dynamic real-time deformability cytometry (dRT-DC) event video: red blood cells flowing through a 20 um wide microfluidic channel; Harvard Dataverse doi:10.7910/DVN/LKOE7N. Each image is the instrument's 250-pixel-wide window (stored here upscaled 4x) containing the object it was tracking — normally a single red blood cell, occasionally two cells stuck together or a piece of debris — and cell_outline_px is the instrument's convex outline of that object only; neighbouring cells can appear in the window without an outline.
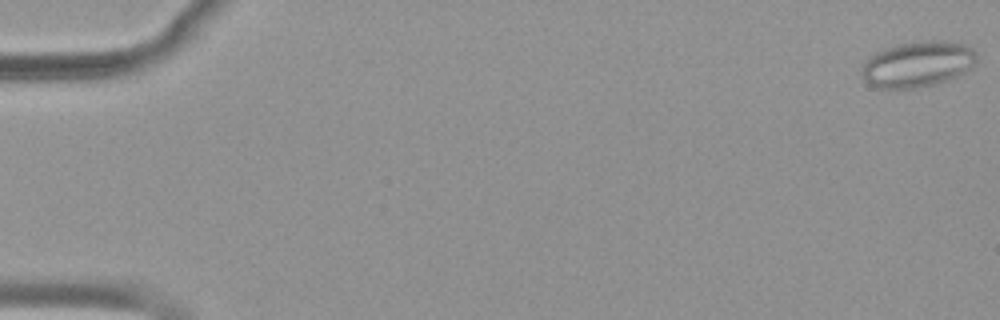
{"species": "common noctule bat (a hibernating species)", "species_latin": "Nyctalus noctula", "temperature_condition": "warm", "stored_images_in_passage": 55, "camera_frame_rate_fps": 3000, "um_per_image_px": 0.085, "animal": {"sex": "female", "body_mass_g": 19.9}, "frame": {"image": 1, "passage_image": 1, "time_ms": 0.0, "image_size_px": [1000, 320], "cell_outline_px": [[976, 60], [964, 72], [948, 80], [936, 84], [896, 92], [876, 88], [868, 84], [864, 80], [860, 72], [868, 56], [884, 48], [900, 44], [920, 40], [944, 40], [964, 44], [972, 48], [976, 52]], "centroid_in_image_um": [77.93, 5.49], "position_along_channel_um": 7.1, "area_um2": 31.39}}
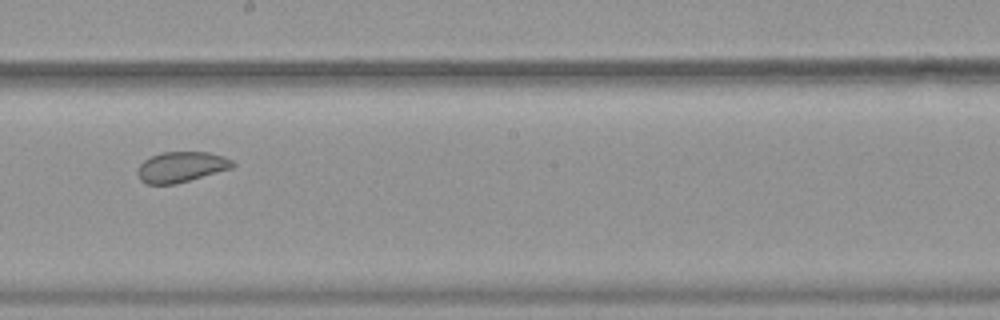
{"frame": {"image": 2, "passage_image": 32, "time_ms": 10.333, "image_size_px": [1000, 320], "cell_outline_px": [[236, 164], [232, 168], [176, 184], [144, 184], [140, 180], [136, 172], [140, 164], [144, 160], [160, 152], [208, 152], [224, 156], [232, 160]], "centroid_in_image_um": [15.39, 14.19], "position_along_channel_um": 232.8, "area_um2": 16.99}}
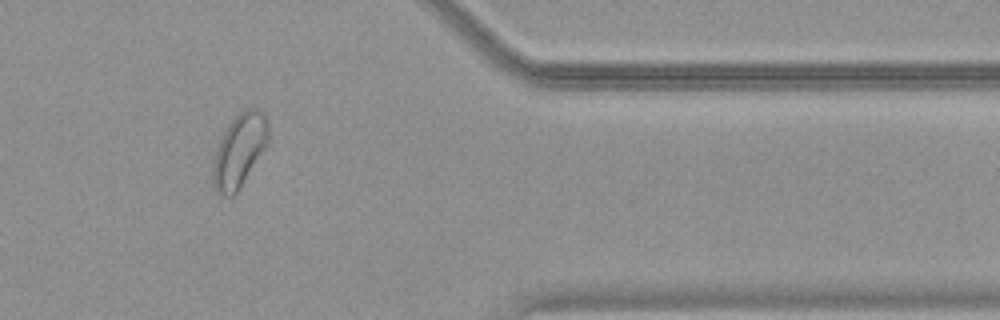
{"frame": {"image": 3, "passage_image": 46, "time_ms": 15.0, "image_size_px": [1000, 320], "cell_outline_px": [[268, 140], [264, 148], [236, 192], [232, 196], [224, 196], [212, 184], [212, 168], [216, 152], [220, 140], [228, 124], [240, 112], [248, 108], [256, 108], [264, 116], [268, 124]], "centroid_in_image_um": [20.32, 12.78], "position_along_channel_um": 391.1, "area_um2": 22.72}, "authors_computed_cell_mechanics": {"area_um2": 23.6402, "velocity_mm_per_s": 3.7631, "shape_relaxation_time_tau1_ms": null, "shape_relaxation_time_tau2_ms": 1.1652, "deformation_change_tau1": null, "deformation_change_tau2": 0.0571}}